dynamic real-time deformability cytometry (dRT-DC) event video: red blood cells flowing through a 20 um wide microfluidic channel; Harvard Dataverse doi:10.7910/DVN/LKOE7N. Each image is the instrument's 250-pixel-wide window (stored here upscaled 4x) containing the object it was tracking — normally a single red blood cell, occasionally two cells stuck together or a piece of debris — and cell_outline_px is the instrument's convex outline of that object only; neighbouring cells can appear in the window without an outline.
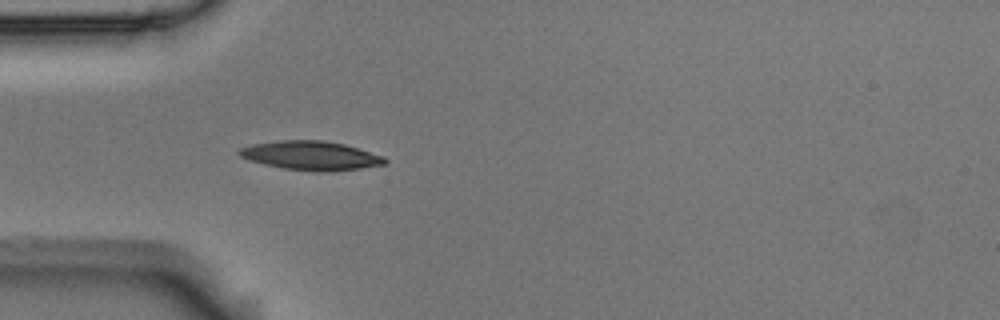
{"species": "Egyptian fruit bat (a non-hibernating species)", "species_latin": "Rousettus aegyptiacus", "temperature_condition": "room temperature", "stored_images_in_passage": 1, "camera_frame_rate_fps": 3000, "um_per_image_px": 0.085, "animal": {"sex": "male"}, "frame": {"image": 1, "passage_image": 1, "time_ms": 0.0, "image_size_px": [1000, 320], "cell_outline_px": [[388, 160], [384, 164], [360, 168], [332, 172], [320, 172], [284, 168], [264, 164], [240, 156], [236, 152], [240, 148], [252, 144], [280, 140], [324, 140], [344, 144], [384, 156]], "centroid_in_image_um": [26.44, 13.22], "position_along_channel_um": 58.6, "area_um2": 24.51}}